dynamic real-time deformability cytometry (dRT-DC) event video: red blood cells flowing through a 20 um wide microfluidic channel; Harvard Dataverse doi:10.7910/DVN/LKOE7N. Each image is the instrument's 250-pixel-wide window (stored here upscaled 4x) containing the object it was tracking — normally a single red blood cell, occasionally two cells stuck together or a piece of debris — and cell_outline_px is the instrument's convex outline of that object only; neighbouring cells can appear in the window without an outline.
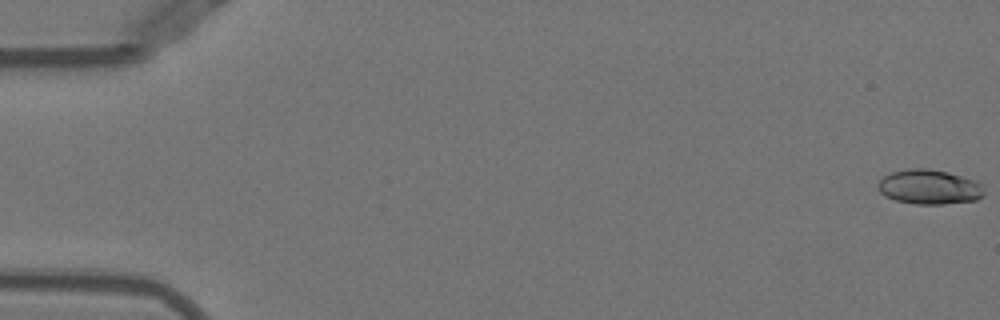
{"species": "Egyptian fruit bat (a non-hibernating species)", "species_latin": "Rousettus aegyptiacus", "temperature_condition": "warm", "stored_images_in_passage": 11, "camera_frame_rate_fps": 3000, "um_per_image_px": 0.085, "animal": {"sex": "female"}, "frame": {"image": 1, "passage_image": 1, "time_ms": 0.0, "image_size_px": [1000, 320], "cell_outline_px": [[984, 196], [976, 200], [944, 204], [916, 204], [896, 200], [884, 196], [876, 188], [876, 184], [884, 176], [892, 172], [908, 168], [928, 168], [948, 172], [976, 180], [984, 184]], "centroid_in_image_um": [79.0, 15.89], "position_along_channel_um": 6.0, "area_um2": 21.79}}